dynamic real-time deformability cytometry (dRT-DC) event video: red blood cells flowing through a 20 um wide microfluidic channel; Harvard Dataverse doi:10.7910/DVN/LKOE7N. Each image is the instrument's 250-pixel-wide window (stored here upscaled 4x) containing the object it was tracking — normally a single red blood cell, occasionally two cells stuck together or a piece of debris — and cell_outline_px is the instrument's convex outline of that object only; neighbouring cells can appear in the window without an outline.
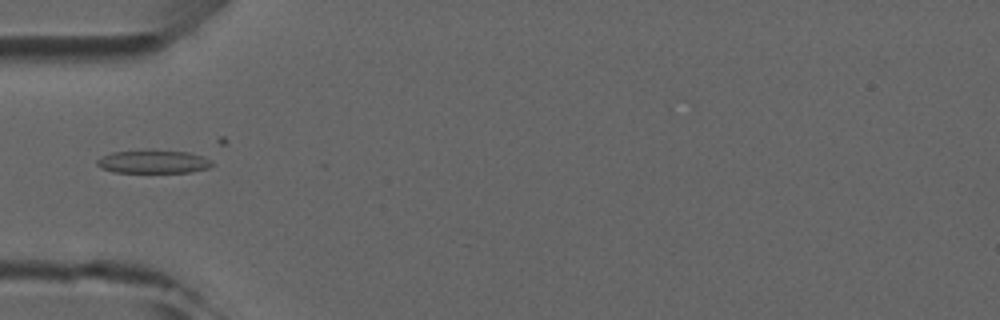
{"species": "common noctule bat (a hibernating species)", "species_latin": "Nyctalus noctula", "temperature_condition": "room temperature", "stored_images_in_passage": 5, "camera_frame_rate_fps": 3000, "um_per_image_px": 0.085, "animal": {"sex": "male", "forearm_length_mm": 52.5}, "frame": {"image": 1, "passage_image": 4, "time_ms": 4.333, "image_size_px": [1000, 320], "cell_outline_px": [[216, 164], [208, 168], [192, 172], [112, 172], [100, 168], [96, 164], [96, 160], [100, 156], [112, 152], [188, 152], [204, 156], [212, 160]], "centroid_in_image_um": [13.05, 13.78], "position_along_channel_um": 71.9, "area_um2": 15.2}}
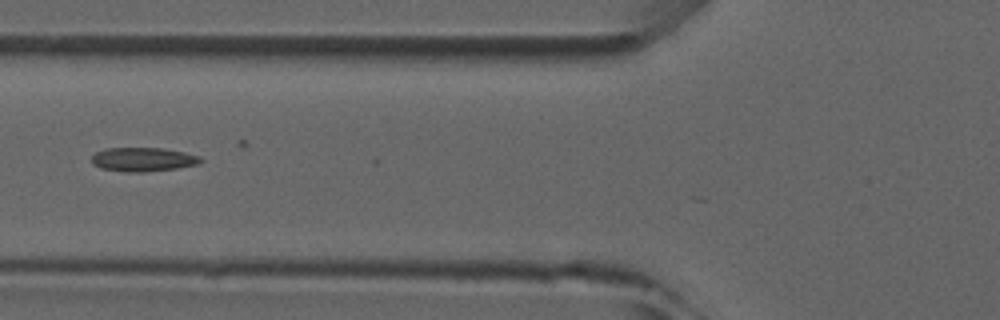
{"frame": {"image": 2, "passage_image": 5, "time_ms": 5.333, "image_size_px": [1000, 320], "cell_outline_px": [[204, 160], [200, 164], [176, 168], [144, 172], [128, 172], [100, 168], [92, 164], [92, 156], [96, 152], [104, 148], [164, 148], [184, 152], [200, 156]], "centroid_in_image_um": [12.17, 13.55], "position_along_channel_um": 113.6, "area_um2": 15.32}}